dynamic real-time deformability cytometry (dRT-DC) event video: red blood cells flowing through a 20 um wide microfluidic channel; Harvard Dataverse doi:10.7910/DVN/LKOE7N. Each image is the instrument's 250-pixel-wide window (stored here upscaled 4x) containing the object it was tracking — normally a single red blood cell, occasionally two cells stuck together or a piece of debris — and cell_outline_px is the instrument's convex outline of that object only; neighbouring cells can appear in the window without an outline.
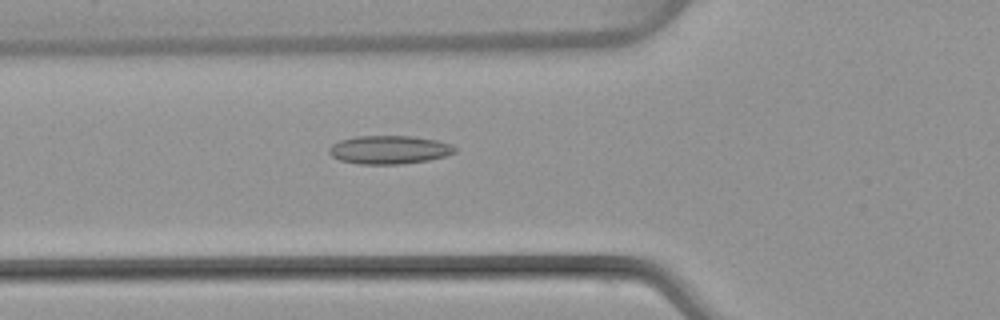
{"species": "common noctule bat (a hibernating species)", "species_latin": "Nyctalus noctula", "temperature_condition": "warm", "stored_images_in_passage": 50, "camera_frame_rate_fps": 3000, "um_per_image_px": 0.085, "animal": {"sex": "female", "body_mass_g": 22.7, "forearm_length_mm": 54.2}, "frame": {"image": 1, "passage_image": 18, "time_ms": 5.667, "image_size_px": [1000, 320], "cell_outline_px": [[456, 152], [444, 156], [428, 160], [400, 164], [360, 164], [340, 160], [332, 156], [328, 152], [328, 148], [332, 144], [340, 140], [356, 136], [412, 136], [436, 140], [452, 144], [456, 148]], "centroid_in_image_um": [33.07, 12.72], "position_along_channel_um": 92.7, "area_um2": 20.81}}
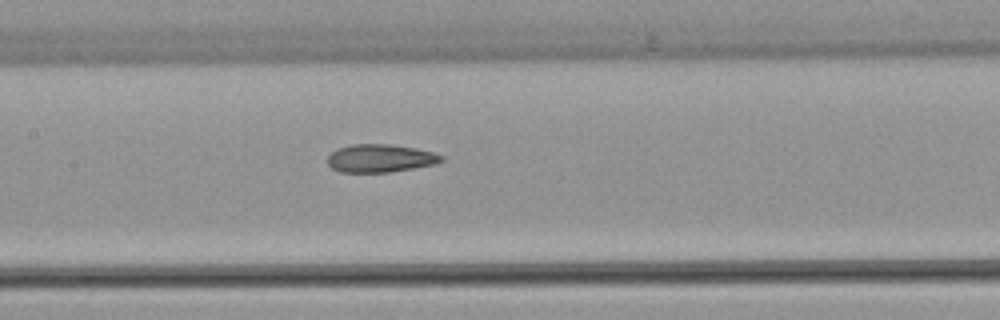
{"frame": {"image": 2, "passage_image": 24, "time_ms": 7.667, "image_size_px": [1000, 320], "cell_outline_px": [[444, 160], [436, 164], [388, 172], [340, 172], [332, 168], [328, 164], [328, 156], [336, 148], [352, 144], [388, 144], [416, 148], [432, 152], [444, 156]], "centroid_in_image_um": [32.32, 13.45], "position_along_channel_um": 175.1, "area_um2": 18.55}}
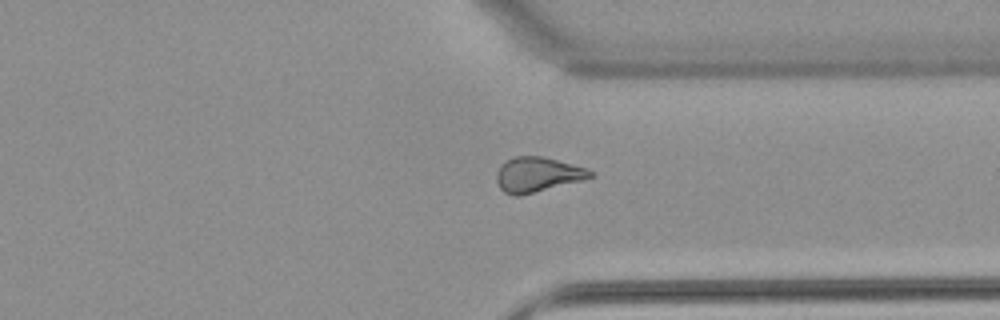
{"frame": {"image": 3, "passage_image": 38, "time_ms": 12.333, "image_size_px": [1000, 320], "cell_outline_px": [[596, 176], [584, 180], [520, 196], [512, 196], [504, 192], [500, 188], [496, 180], [496, 172], [500, 164], [512, 156], [540, 156], [556, 160], [584, 168], [596, 172]], "centroid_in_image_um": [45.67, 14.85], "position_along_channel_um": 365.7, "area_um2": 19.25}, "authors_computed_cell_mechanics": {"area_um2": 19.8832, "velocity_mm_per_s": 4.0907, "shape_relaxation_time_tau1_ms": null, "shape_relaxation_time_tau2_ms": 2.7393, "deformation_change_tau1": null, "deformation_change_tau2": 0.108}}